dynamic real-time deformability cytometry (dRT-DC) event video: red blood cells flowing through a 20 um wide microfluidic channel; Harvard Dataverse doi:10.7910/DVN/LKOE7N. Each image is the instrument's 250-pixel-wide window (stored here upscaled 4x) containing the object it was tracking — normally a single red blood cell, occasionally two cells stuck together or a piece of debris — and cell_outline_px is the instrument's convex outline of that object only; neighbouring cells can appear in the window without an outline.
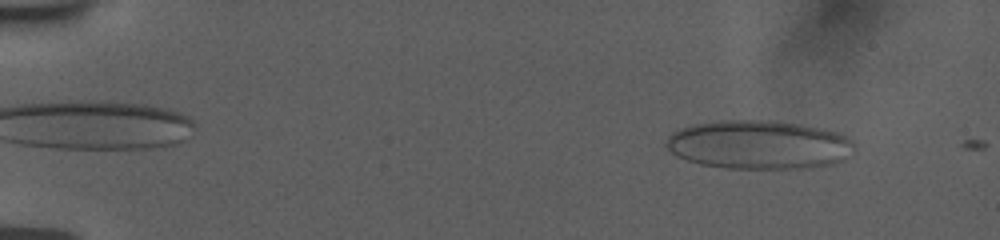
{"species": "human", "species_latin": "Homo sapiens", "temperature_condition": "room temperature", "stored_images_in_passage": 17, "camera_frame_rate_fps": 3000, "um_per_image_px": 0.085, "donor": {"sex": "female"}, "frame": {"image": 1, "passage_image": 3, "time_ms": 0.667, "image_size_px": [1000, 240], "cell_outline_px": [[840, 140], [808, 164], [784, 168], [728, 168], [704, 164], [688, 160], [672, 152], [668, 144], [672, 136], [688, 128], [716, 124], [788, 124], [836, 136]], "centroid_in_image_um": [63.85, 12.36], "position_along_channel_um": 21.1, "area_um2": 43.35}}
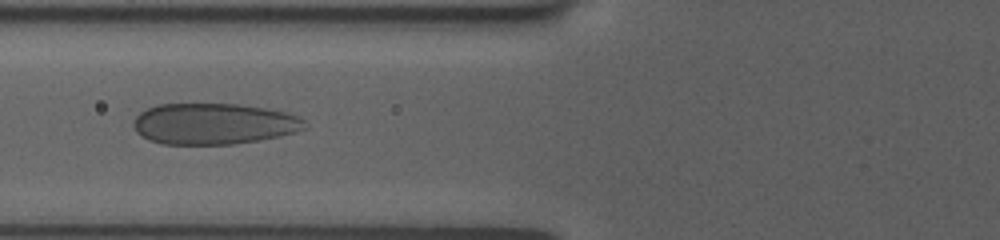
{"frame": {"image": 2, "passage_image": 14, "time_ms": 6.333, "image_size_px": [1000, 240], "cell_outline_px": [[304, 128], [292, 132], [276, 136], [256, 140], [232, 144], [164, 144], [148, 140], [136, 132], [132, 124], [136, 116], [140, 112], [148, 108], [160, 104], [236, 104], [284, 112], [296, 116], [304, 120]], "centroid_in_image_um": [18.07, 10.52], "position_along_channel_um": 107.7, "area_um2": 40.4}}
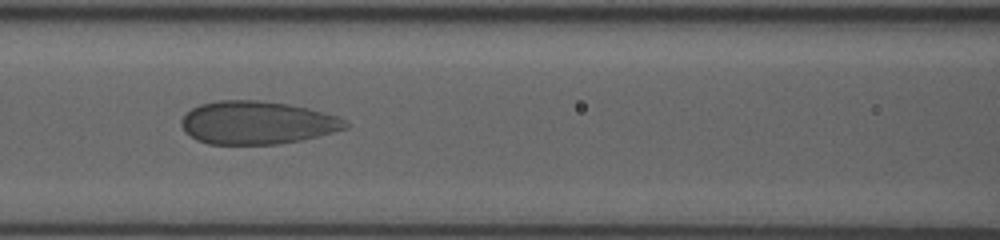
{"frame": {"image": 3, "passage_image": 16, "time_ms": 7.333, "image_size_px": [1000, 240], "cell_outline_px": [[348, 128], [300, 140], [276, 144], [208, 144], [196, 140], [184, 128], [184, 116], [192, 108], [200, 104], [216, 100], [260, 100], [288, 104], [336, 116], [344, 120], [348, 124]], "centroid_in_image_um": [21.84, 10.42], "position_along_channel_um": 144.8, "area_um2": 40.46}}